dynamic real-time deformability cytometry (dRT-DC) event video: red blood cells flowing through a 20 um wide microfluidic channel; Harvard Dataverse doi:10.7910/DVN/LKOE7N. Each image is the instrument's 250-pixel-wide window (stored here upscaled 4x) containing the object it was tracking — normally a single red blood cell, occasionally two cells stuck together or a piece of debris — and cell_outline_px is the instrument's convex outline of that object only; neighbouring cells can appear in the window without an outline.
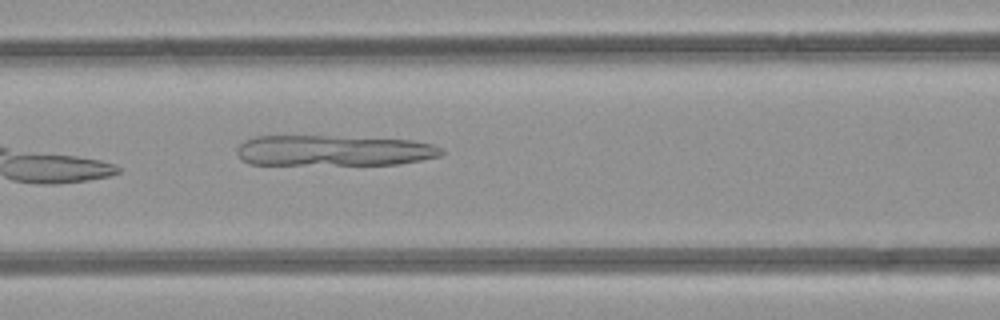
{"species": "common noctule bat (a hibernating species)", "species_latin": "Nyctalus noctula", "temperature_condition": "room temperature", "stored_images_in_passage": 6, "camera_frame_rate_fps": 3000, "um_per_image_px": 0.085, "animal": {"sex": "female", "body_mass_g": 21.9}, "frame": {"image": 1, "passage_image": 6, "time_ms": 6.667, "image_size_px": [1000, 320], "cell_outline_px": [[444, 152], [440, 156], [420, 160], [396, 164], [248, 164], [240, 160], [236, 152], [236, 148], [244, 140], [256, 136], [328, 136], [412, 140], [432, 144], [440, 148]], "centroid_in_image_um": [28.3, 12.8], "position_along_channel_um": 138.3, "area_um2": 36.53}}